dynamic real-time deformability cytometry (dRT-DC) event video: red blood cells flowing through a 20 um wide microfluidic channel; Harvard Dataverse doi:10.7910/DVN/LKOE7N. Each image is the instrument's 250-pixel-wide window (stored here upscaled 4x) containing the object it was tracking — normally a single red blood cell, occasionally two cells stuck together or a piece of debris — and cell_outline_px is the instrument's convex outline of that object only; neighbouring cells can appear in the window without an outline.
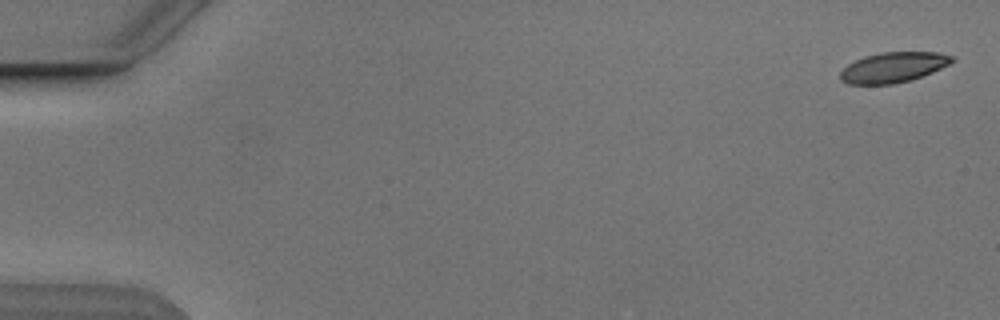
{"species": "Egyptian fruit bat (a non-hibernating species)", "species_latin": "Rousettus aegyptiacus", "temperature_condition": "cold", "stored_images_in_passage": 5, "camera_frame_rate_fps": 3000, "um_per_image_px": 0.085, "animal": {"sex": "male"}, "frame": {"image": 1, "passage_image": 1, "time_ms": 0.0, "image_size_px": [1000, 320], "cell_outline_px": [[956, 60], [952, 64], [912, 80], [896, 84], [848, 84], [840, 80], [840, 72], [848, 64], [864, 56], [880, 52], [940, 52], [956, 56]], "centroid_in_image_um": [75.99, 5.72], "position_along_channel_um": 9.0, "area_um2": 20.06}}
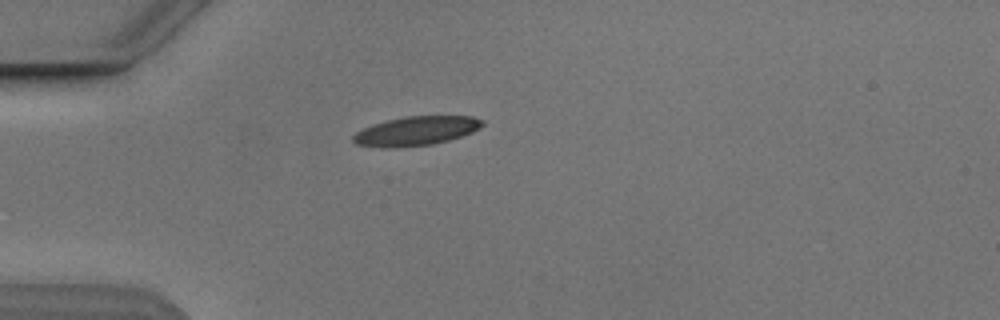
{"frame": {"image": 2, "passage_image": 4, "time_ms": 4.667, "image_size_px": [1000, 320], "cell_outline_px": [[484, 124], [480, 128], [472, 132], [448, 140], [432, 144], [396, 148], [388, 148], [356, 144], [352, 140], [352, 136], [356, 132], [372, 124], [388, 120], [408, 116], [472, 116], [484, 120]], "centroid_in_image_um": [35.37, 11.13], "position_along_channel_um": 49.6, "area_um2": 21.85}}